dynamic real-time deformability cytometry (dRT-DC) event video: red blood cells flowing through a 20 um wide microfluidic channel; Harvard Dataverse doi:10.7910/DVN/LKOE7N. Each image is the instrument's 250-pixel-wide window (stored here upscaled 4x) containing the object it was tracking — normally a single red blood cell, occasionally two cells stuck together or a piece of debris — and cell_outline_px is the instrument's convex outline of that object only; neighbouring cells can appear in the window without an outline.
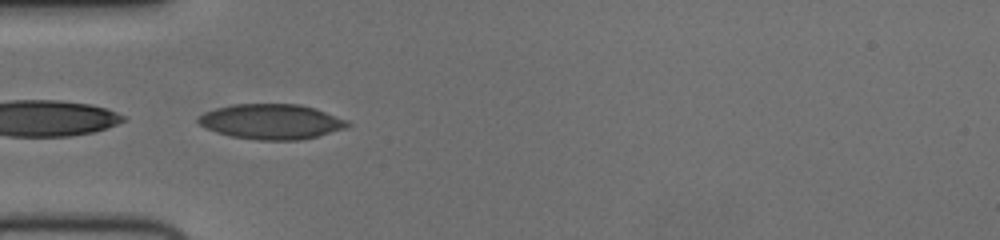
{"species": "human", "species_latin": "Homo sapiens", "temperature_condition": "cold", "stored_images_in_passage": 39, "camera_frame_rate_fps": 3000, "um_per_image_px": 0.085, "donor": {"sex": "female"}, "frame": {"image": 1, "passage_image": 1, "time_ms": 0.0, "image_size_px": [1000, 240], "cell_outline_px": [[352, 124], [348, 128], [300, 140], [256, 140], [232, 136], [216, 132], [200, 124], [196, 120], [196, 116], [204, 112], [216, 108], [232, 104], [300, 104], [316, 108], [348, 120]], "centroid_in_image_um": [23.09, 10.33], "position_along_channel_um": 61.9, "area_um2": 30.75}}
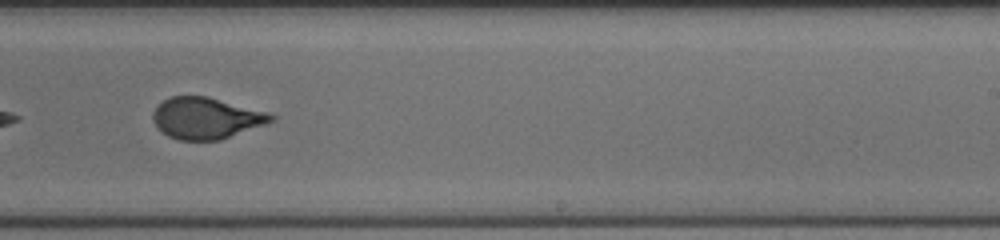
{"frame": {"image": 2, "passage_image": 18, "time_ms": 5.667, "image_size_px": [1000, 240], "cell_outline_px": [[276, 120], [268, 124], [220, 140], [176, 140], [160, 132], [156, 128], [152, 120], [152, 112], [156, 104], [172, 96], [208, 96], [268, 112], [276, 116]], "centroid_in_image_um": [17.51, 10.05], "position_along_channel_um": 271.5, "area_um2": 29.07}}
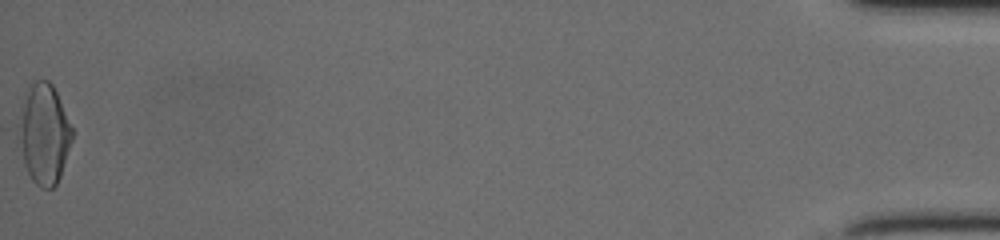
{"frame": {"image": 3, "passage_image": 39, "time_ms": 12.667, "image_size_px": [1000, 240], "cell_outline_px": [[72, 140], [60, 176], [56, 184], [52, 188], [40, 188], [32, 180], [24, 164], [12, 128], [24, 92], [36, 80], [48, 80], [52, 84], [56, 92], [72, 128]], "centroid_in_image_um": [3.63, 11.35], "position_along_channel_um": 431.6, "area_um2": 32.25}, "authors_computed_cell_mechanics": {"area_um2": 28.9578, "velocity_mm_per_s": 3.7393, "shape_relaxation_time_tau1_ms": 5.0759, "shape_relaxation_time_tau2_ms": null, "deformation_change_tau1": 0.1645, "deformation_change_tau2": null}}